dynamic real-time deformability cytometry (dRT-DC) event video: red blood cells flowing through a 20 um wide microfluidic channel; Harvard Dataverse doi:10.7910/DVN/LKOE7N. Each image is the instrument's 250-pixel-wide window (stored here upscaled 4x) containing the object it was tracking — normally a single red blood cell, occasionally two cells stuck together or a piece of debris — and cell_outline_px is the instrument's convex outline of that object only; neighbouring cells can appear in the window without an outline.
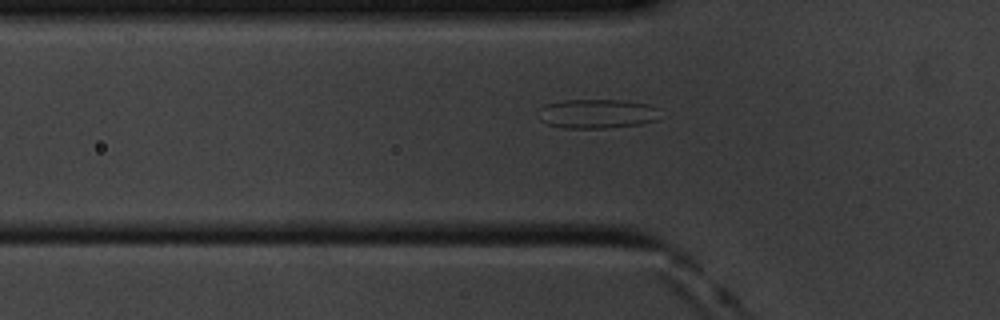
{"species": "common noctule bat (a hibernating species)", "species_latin": "Nyctalus noctula", "temperature_condition": "cold", "stored_images_in_passage": 51, "segment_of_instrument_passage": [1, 2], "camera_frame_rate_fps": 3000, "um_per_image_px": 0.085, "animal": {"sex": "male", "body_mass_g": 20.1, "forearm_length_mm": 53.5}, "frame": {"image": 1, "passage_image": 18, "time_ms": 5.667, "image_size_px": [1000, 320], "cell_outline_px": [[660, 108], [656, 120], [640, 124], [608, 128], [564, 128], [544, 124], [540, 120], [540, 108], [544, 104], [564, 100], [624, 100], [648, 104]], "centroid_in_image_um": [50.74, 9.67], "position_along_channel_um": 75.1, "area_um2": 20.92}}
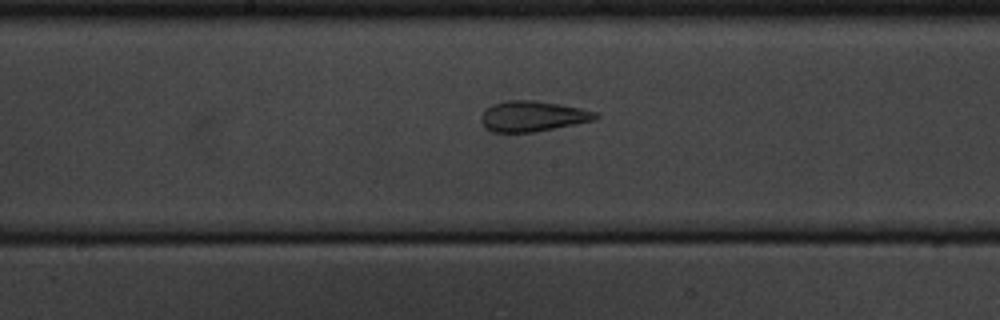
{"frame": {"image": 2, "passage_image": 29, "time_ms": 9.333, "image_size_px": [1000, 320], "cell_outline_px": [[600, 116], [596, 120], [532, 132], [492, 132], [484, 128], [480, 120], [480, 116], [492, 104], [508, 100], [532, 100], [560, 104], [580, 108], [596, 112]], "centroid_in_image_um": [45.26, 9.88], "position_along_channel_um": 202.9, "area_um2": 20.29}}
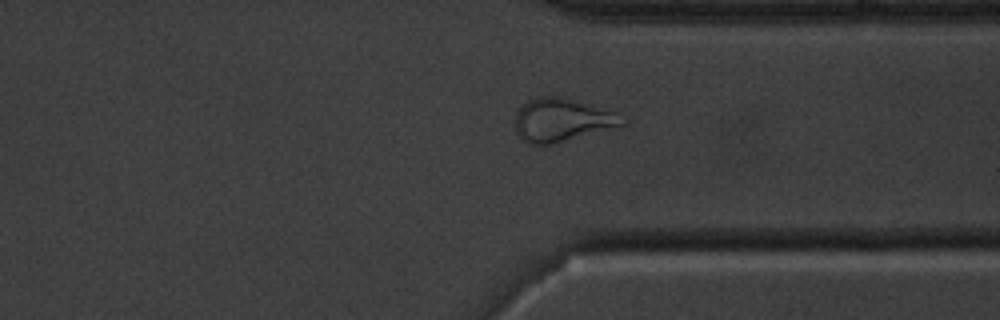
{"frame": {"image": 3, "passage_image": 43, "time_ms": 14.0, "image_size_px": [1000, 320], "cell_outline_px": [[628, 124], [548, 144], [528, 144], [516, 132], [516, 112], [528, 100], [540, 96], [560, 96], [616, 112], [628, 120]], "centroid_in_image_um": [47.79, 10.18], "position_along_channel_um": 363.6, "area_um2": 26.53}}